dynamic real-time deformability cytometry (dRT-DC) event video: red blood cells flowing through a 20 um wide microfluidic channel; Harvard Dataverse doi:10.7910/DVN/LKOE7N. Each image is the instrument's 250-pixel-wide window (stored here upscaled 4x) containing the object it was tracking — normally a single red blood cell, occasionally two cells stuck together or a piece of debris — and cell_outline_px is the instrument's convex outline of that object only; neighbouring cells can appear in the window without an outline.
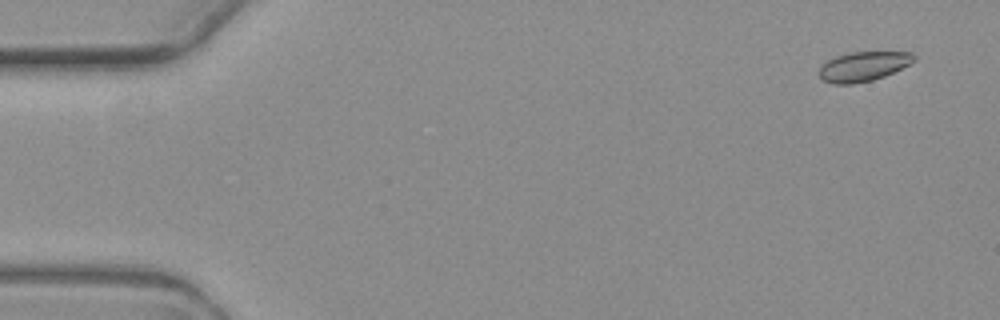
{"species": "common noctule bat (a hibernating species)", "species_latin": "Nyctalus noctula", "temperature_condition": "warm", "stored_images_in_passage": 3, "camera_frame_rate_fps": 3000, "um_per_image_px": 0.085, "animal": {"sex": "female", "body_mass_g": 19.3, "forearm_length_mm": 54.1}, "frame": {"image": 1, "passage_image": 3, "time_ms": 2.333, "image_size_px": [1000, 320], "cell_outline_px": [[916, 60], [884, 76], [872, 80], [852, 84], [832, 84], [824, 80], [816, 72], [820, 64], [836, 56], [848, 52], [912, 52], [916, 56]], "centroid_in_image_um": [73.32, 5.64], "position_along_channel_um": 11.7, "area_um2": 16.42}}